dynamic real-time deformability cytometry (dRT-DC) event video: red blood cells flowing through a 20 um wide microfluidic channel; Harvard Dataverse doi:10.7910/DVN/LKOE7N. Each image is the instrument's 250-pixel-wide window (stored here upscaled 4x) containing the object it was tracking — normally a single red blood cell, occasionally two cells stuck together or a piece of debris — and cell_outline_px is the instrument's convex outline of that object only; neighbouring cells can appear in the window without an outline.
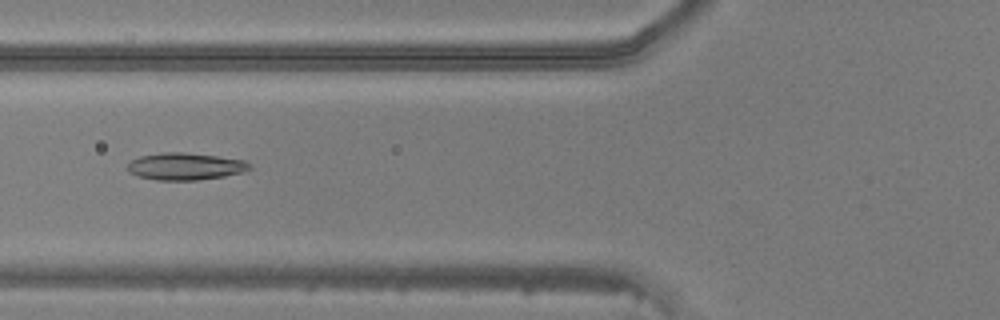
{"species": "common noctule bat (a hibernating species)", "species_latin": "Nyctalus noctula", "temperature_condition": "warm", "stored_images_in_passage": 48, "camera_frame_rate_fps": 3000, "um_per_image_px": 0.085, "animal": {"sex": "male", "body_mass_g": 20.5, "forearm_length_mm": 52.5}, "frame": {"image": 1, "passage_image": 19, "time_ms": 6.0, "image_size_px": [1000, 320], "cell_outline_px": [[252, 168], [240, 172], [224, 176], [196, 180], [156, 180], [136, 176], [128, 172], [128, 164], [132, 160], [140, 156], [160, 152], [184, 152], [216, 156], [244, 160]], "centroid_in_image_um": [15.69, 14.14], "position_along_channel_um": 110.1, "area_um2": 19.19}}
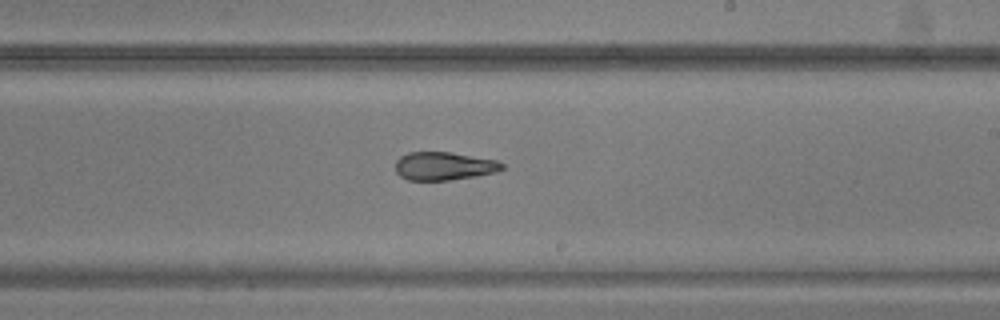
{"frame": {"image": 2, "passage_image": 29, "time_ms": 9.333, "image_size_px": [1000, 320], "cell_outline_px": [[504, 168], [496, 172], [476, 176], [448, 180], [408, 180], [400, 176], [396, 172], [396, 160], [400, 156], [408, 152], [452, 152], [496, 160], [504, 164]], "centroid_in_image_um": [37.73, 14.11], "position_along_channel_um": 251.3, "area_um2": 17.57}}
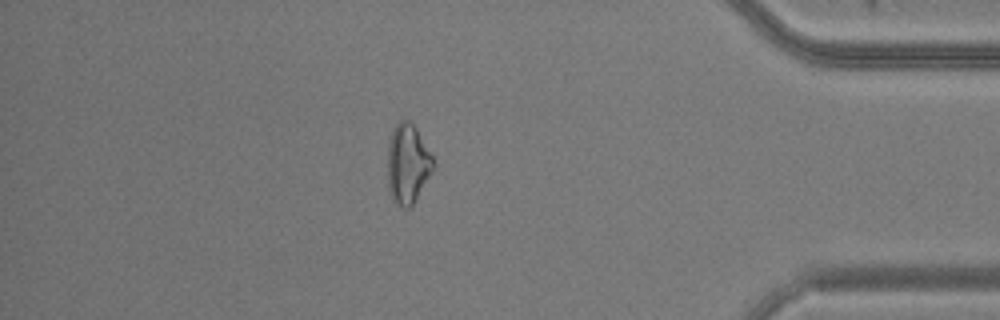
{"frame": {"image": 3, "passage_image": 42, "time_ms": 13.667, "image_size_px": [1000, 320], "cell_outline_px": [[436, 164], [432, 172], [412, 204], [408, 208], [404, 208], [396, 204], [388, 192], [388, 140], [396, 124], [400, 120], [408, 120], [416, 128], [432, 156]], "centroid_in_image_um": [34.64, 13.92], "position_along_channel_um": 400.6, "area_um2": 21.04}}